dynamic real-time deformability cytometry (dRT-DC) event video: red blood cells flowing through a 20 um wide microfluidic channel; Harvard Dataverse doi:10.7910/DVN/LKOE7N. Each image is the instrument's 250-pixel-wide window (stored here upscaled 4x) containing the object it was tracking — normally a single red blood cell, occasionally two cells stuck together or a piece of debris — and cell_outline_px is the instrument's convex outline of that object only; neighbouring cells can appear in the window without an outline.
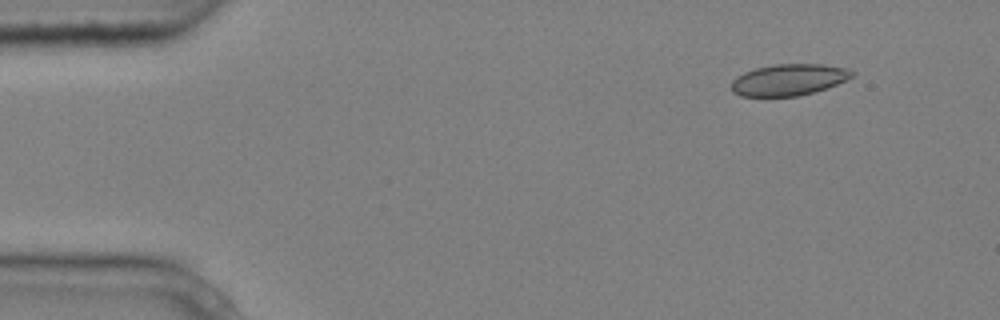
{"species": "common noctule bat (a hibernating species)", "species_latin": "Nyctalus noctula", "temperature_condition": "cold", "stored_images_in_passage": 5, "camera_frame_rate_fps": 3000, "um_per_image_px": 0.085, "animal": {"sex": "male", "body_mass_g": 20.4}, "frame": {"image": 1, "passage_image": 2, "time_ms": 0.333, "image_size_px": [1000, 320], "cell_outline_px": [[856, 72], [852, 76], [836, 84], [812, 92], [796, 96], [740, 96], [732, 92], [732, 80], [736, 76], [744, 72], [756, 68], [772, 64], [824, 64], [848, 68]], "centroid_in_image_um": [67.02, 6.76], "position_along_channel_um": 18.0, "area_um2": 22.02}}
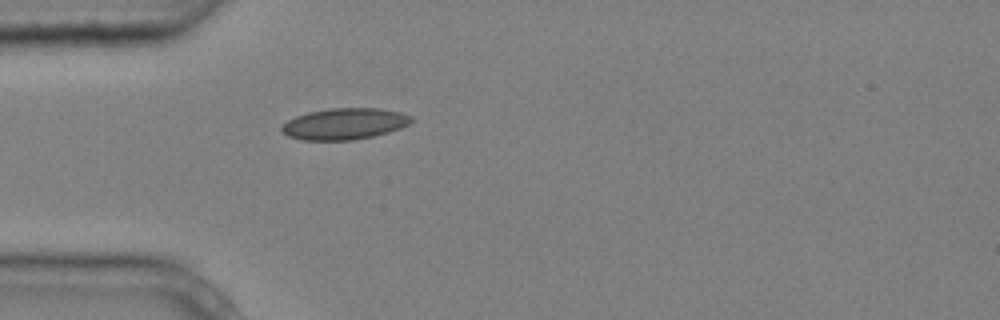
{"frame": {"image": 2, "passage_image": 5, "time_ms": 1.333, "image_size_px": [1000, 320], "cell_outline_px": [[412, 120], [408, 124], [400, 128], [388, 132], [372, 136], [352, 140], [304, 140], [288, 136], [280, 128], [288, 120], [296, 116], [308, 112], [332, 108], [380, 108], [400, 112], [412, 116]], "centroid_in_image_um": [29.29, 10.52], "position_along_channel_um": 55.7, "area_um2": 23.47}}